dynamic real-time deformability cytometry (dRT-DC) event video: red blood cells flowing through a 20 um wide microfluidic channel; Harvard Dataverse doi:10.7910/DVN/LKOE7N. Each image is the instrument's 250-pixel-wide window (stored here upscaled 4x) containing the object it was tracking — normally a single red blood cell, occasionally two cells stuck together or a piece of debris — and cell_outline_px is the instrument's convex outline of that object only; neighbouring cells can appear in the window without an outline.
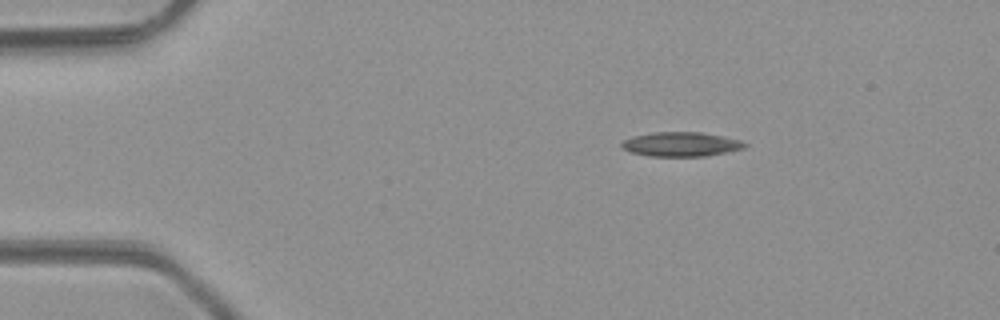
{"species": "common noctule bat (a hibernating species)", "species_latin": "Nyctalus noctula", "temperature_condition": "room temperature", "stored_images_in_passage": 4, "camera_frame_rate_fps": 3000, "um_per_image_px": 0.085, "animal": {"sex": "male", "body_mass_g": 23.1, "forearm_length_mm": 52.7}, "frame": {"image": 1, "passage_image": 4, "time_ms": 3.667, "image_size_px": [1000, 320], "cell_outline_px": [[748, 144], [744, 148], [728, 152], [704, 156], [648, 156], [632, 152], [624, 148], [620, 144], [624, 140], [632, 136], [652, 132], [700, 132], [724, 136], [740, 140]], "centroid_in_image_um": [57.91, 12.25], "position_along_channel_um": 27.1, "area_um2": 17.46}}